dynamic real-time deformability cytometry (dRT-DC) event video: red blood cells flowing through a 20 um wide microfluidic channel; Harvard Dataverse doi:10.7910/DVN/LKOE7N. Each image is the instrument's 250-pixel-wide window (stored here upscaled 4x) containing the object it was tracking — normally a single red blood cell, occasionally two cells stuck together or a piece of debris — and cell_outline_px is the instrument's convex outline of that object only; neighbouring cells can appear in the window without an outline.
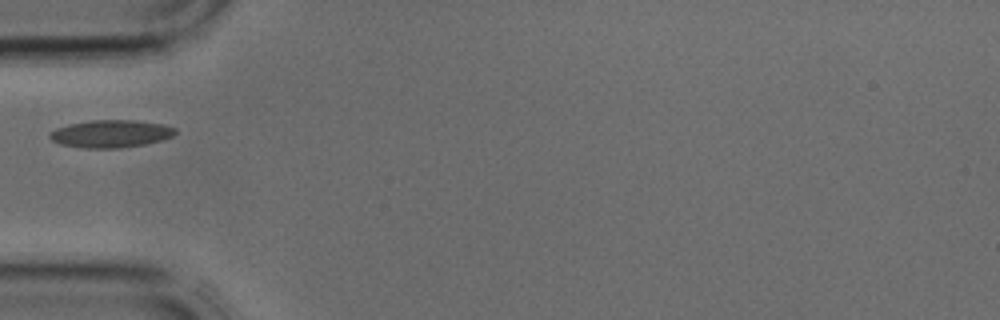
{"species": "common noctule bat (a hibernating species)", "species_latin": "Nyctalus noctula", "temperature_condition": "cold", "stored_images_in_passage": 3, "camera_frame_rate_fps": 3000, "um_per_image_px": 0.085, "animal": {"sex": "male", "body_mass_g": 17.9, "forearm_length_mm": 54.2}, "frame": {"image": 1, "passage_image": 3, "time_ms": 0.667, "image_size_px": [1000, 320], "cell_outline_px": [[176, 132], [172, 136], [160, 140], [144, 144], [120, 148], [84, 148], [60, 144], [52, 140], [48, 136], [56, 128], [68, 124], [92, 120], [136, 120], [164, 124], [176, 128]], "centroid_in_image_um": [9.42, 11.36], "position_along_channel_um": 75.6, "area_um2": 20.11}}